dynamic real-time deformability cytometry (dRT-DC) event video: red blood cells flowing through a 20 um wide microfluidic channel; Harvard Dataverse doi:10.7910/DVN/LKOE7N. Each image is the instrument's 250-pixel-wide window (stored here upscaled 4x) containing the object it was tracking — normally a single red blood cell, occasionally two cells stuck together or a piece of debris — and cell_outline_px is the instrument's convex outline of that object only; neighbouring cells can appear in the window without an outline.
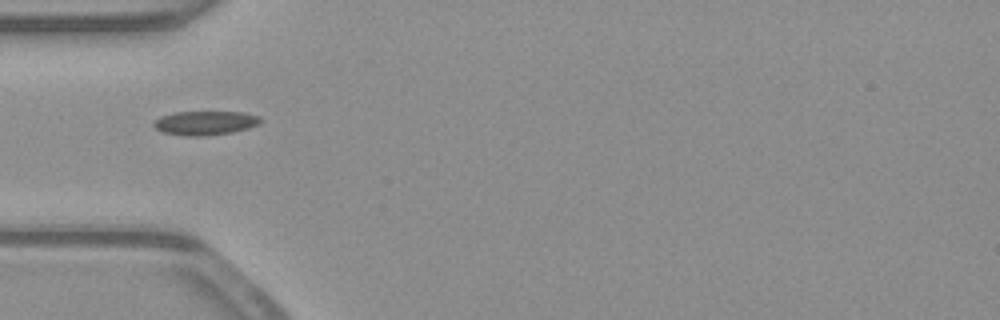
{"species": "common noctule bat (a hibernating species)", "species_latin": "Nyctalus noctula", "temperature_condition": "warm", "stored_images_in_passage": 37, "camera_frame_rate_fps": 3000, "um_per_image_px": 0.085, "animal": {"sex": "male", "body_mass_g": 23.1, "forearm_length_mm": 52.7}, "frame": {"image": 1, "passage_image": 1, "time_ms": 0.0, "image_size_px": [1000, 320], "cell_outline_px": [[264, 120], [260, 124], [248, 128], [232, 132], [204, 136], [184, 136], [164, 132], [156, 128], [152, 124], [152, 120], [160, 116], [176, 112], [244, 112], [260, 116]], "centroid_in_image_um": [17.46, 10.44], "position_along_channel_um": 67.5, "area_um2": 15.14}}
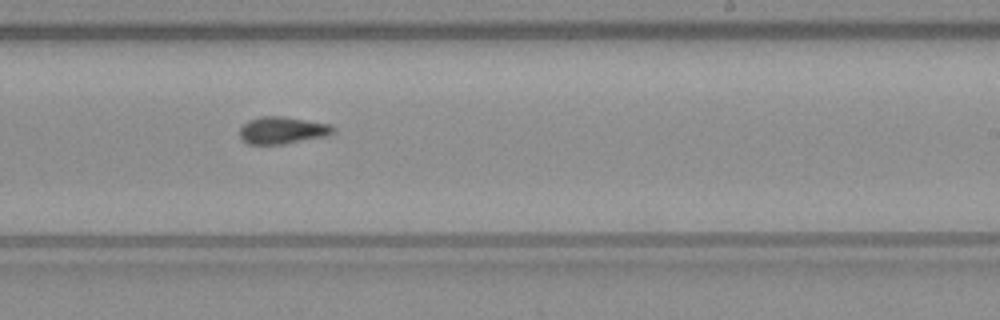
{"frame": {"image": 2, "passage_image": 16, "time_ms": 5.0, "image_size_px": [1000, 320], "cell_outline_px": [[336, 132], [328, 136], [280, 144], [248, 144], [240, 136], [240, 128], [248, 120], [260, 116], [284, 116], [332, 124], [336, 128]], "centroid_in_image_um": [24.06, 11.06], "position_along_channel_um": 264.9, "area_um2": 14.91}}
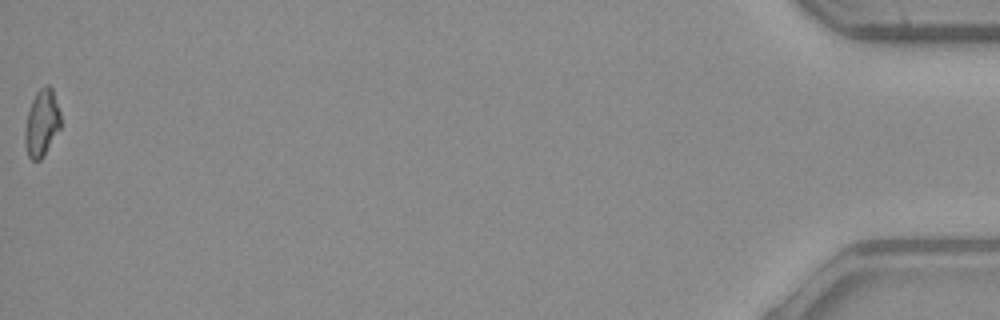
{"frame": {"image": 3, "passage_image": 37, "time_ms": 12.0, "image_size_px": [1000, 320], "cell_outline_px": [[60, 128], [44, 156], [40, 160], [32, 160], [28, 156], [24, 144], [24, 132], [28, 112], [32, 100], [36, 92], [44, 84], [48, 84], [52, 88], [60, 112]], "centroid_in_image_um": [3.54, 10.46], "position_along_channel_um": 431.7, "area_um2": 13.99}, "authors_computed_cell_mechanics": {"area_um2": 14.3922, "velocity_mm_per_s": 3.9317, "shape_relaxation_time_tau1_ms": null, "shape_relaxation_time_tau2_ms": 4.6895, "deformation_change_tau1": null, "deformation_change_tau2": 0.0861}}